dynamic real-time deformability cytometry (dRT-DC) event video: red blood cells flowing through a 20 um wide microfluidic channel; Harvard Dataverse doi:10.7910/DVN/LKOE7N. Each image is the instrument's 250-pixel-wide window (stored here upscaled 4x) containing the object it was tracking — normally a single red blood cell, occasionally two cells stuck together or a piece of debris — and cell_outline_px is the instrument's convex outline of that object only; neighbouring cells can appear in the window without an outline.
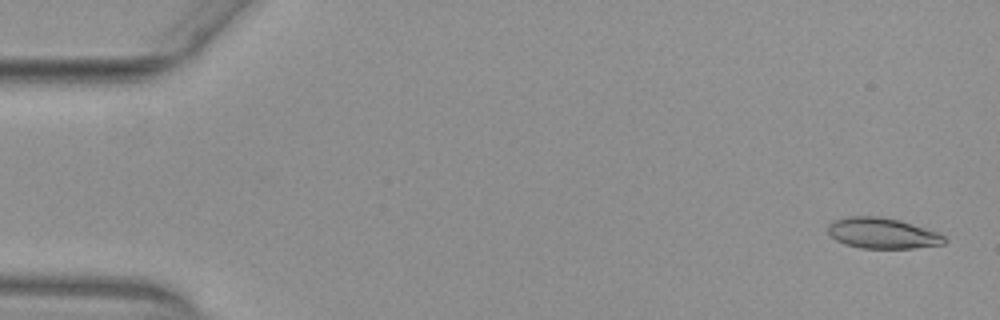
{"species": "common noctule bat (a hibernating species)", "species_latin": "Nyctalus noctula", "temperature_condition": "warm", "stored_images_in_passage": 53, "camera_frame_rate_fps": 3000, "um_per_image_px": 0.085, "animal": {"sex": "female", "body_mass_g": 29.2, "forearm_length_mm": 56.3}, "frame": {"image": 1, "passage_image": 2, "time_ms": 0.333, "image_size_px": [1000, 320], "cell_outline_px": [[948, 240], [944, 244], [912, 248], [860, 248], [844, 244], [836, 240], [828, 232], [828, 224], [832, 220], [848, 216], [880, 216], [900, 220], [936, 232], [944, 236]], "centroid_in_image_um": [74.97, 19.82], "position_along_channel_um": 10.0, "area_um2": 20.87}}
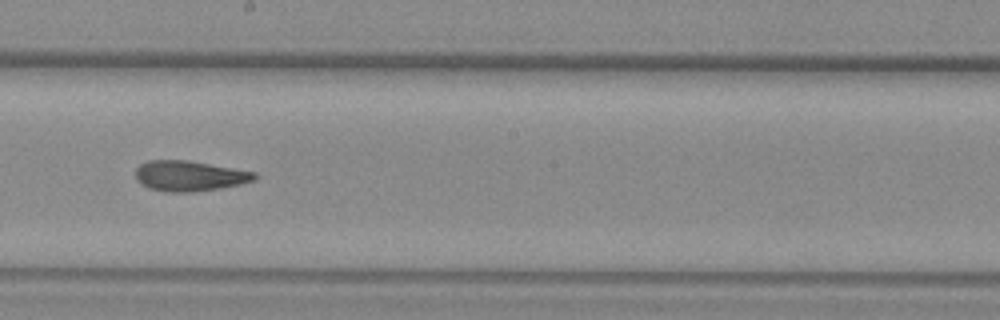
{"frame": {"image": 2, "passage_image": 30, "time_ms": 9.667, "image_size_px": [1000, 320], "cell_outline_px": [[256, 180], [240, 184], [220, 188], [192, 192], [168, 192], [148, 188], [140, 184], [136, 180], [136, 168], [140, 164], [148, 160], [188, 160], [256, 172]], "centroid_in_image_um": [16.08, 14.95], "position_along_channel_um": 232.1, "area_um2": 21.15}}
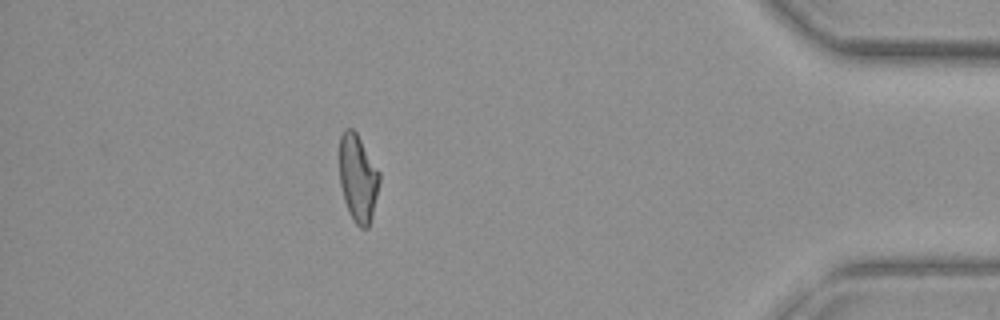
{"frame": {"image": 3, "passage_image": 47, "time_ms": 15.333, "image_size_px": [1000, 320], "cell_outline_px": [[380, 180], [372, 216], [368, 228], [360, 228], [356, 224], [348, 212], [344, 200], [340, 184], [340, 136], [344, 128], [352, 128], [356, 132], [380, 172]], "centroid_in_image_um": [30.42, 15.14], "position_along_channel_um": 404.8, "area_um2": 20.35}, "authors_computed_cell_mechanics": {"area_um2": 20.9814, "velocity_mm_per_s": 3.9224, "shape_relaxation_time_tau1_ms": null, "shape_relaxation_time_tau2_ms": 3.8584, "deformation_change_tau1": null, "deformation_change_tau2": 0.1354}}